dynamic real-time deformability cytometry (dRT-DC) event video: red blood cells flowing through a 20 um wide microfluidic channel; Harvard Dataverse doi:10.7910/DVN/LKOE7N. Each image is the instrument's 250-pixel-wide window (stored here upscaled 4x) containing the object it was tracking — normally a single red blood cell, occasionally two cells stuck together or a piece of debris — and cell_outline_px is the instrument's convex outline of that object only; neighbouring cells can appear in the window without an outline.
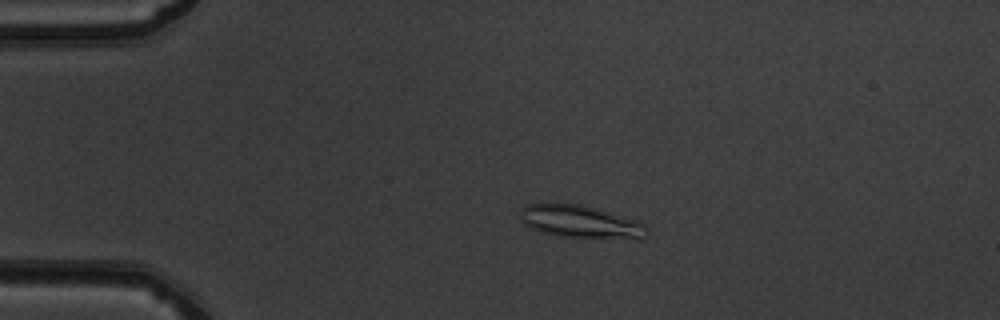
{"species": "common noctule bat (a hibernating species)", "species_latin": "Nyctalus noctula", "temperature_condition": "warm", "stored_images_in_passage": 51, "camera_frame_rate_fps": 3000, "um_per_image_px": 0.085, "animal": {"sex": "male", "body_mass_g": 19.5, "forearm_length_mm": 54.6}, "frame": {"image": 1, "passage_image": 11, "time_ms": 3.333, "image_size_px": [1000, 320], "cell_outline_px": [[648, 236], [640, 240], [636, 240], [556, 236], [540, 232], [524, 224], [520, 220], [524, 208], [528, 204], [580, 204], [596, 208], [644, 224], [648, 228]], "centroid_in_image_um": [49.41, 18.89], "position_along_channel_um": 35.6, "area_um2": 24.04}}
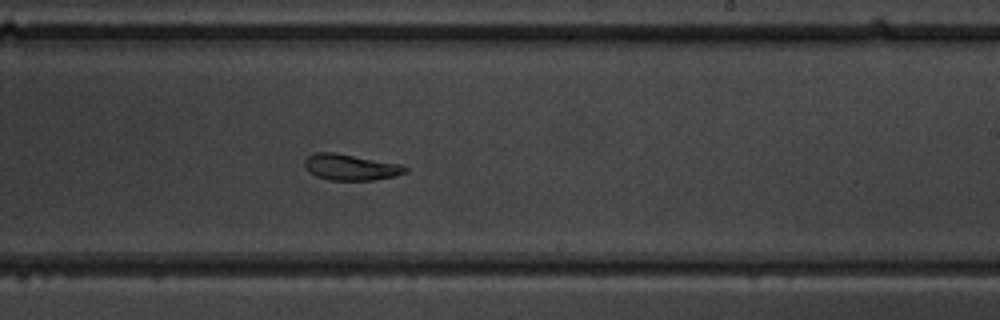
{"frame": {"image": 2, "passage_image": 31, "time_ms": 10.0, "image_size_px": [1000, 320], "cell_outline_px": [[408, 172], [396, 176], [372, 180], [328, 180], [316, 176], [308, 172], [304, 168], [304, 160], [308, 156], [316, 152], [336, 152], [400, 164], [408, 168]], "centroid_in_image_um": [29.78, 14.21], "position_along_channel_um": 259.2, "area_um2": 15.49}}
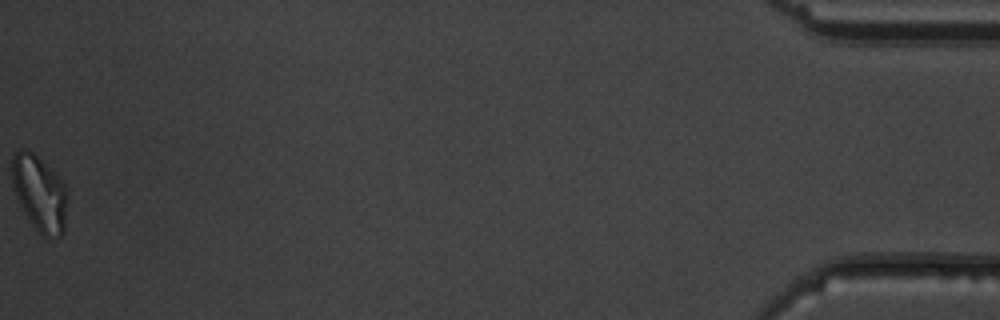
{"frame": {"image": 3, "passage_image": 51, "time_ms": 16.667, "image_size_px": [1000, 320], "cell_outline_px": [[68, 200], [64, 232], [60, 236], [44, 236], [32, 224], [24, 212], [20, 204], [12, 184], [12, 156], [20, 148], [24, 148], [32, 152], [60, 176], [68, 192]], "centroid_in_image_um": [3.39, 16.4], "position_along_channel_um": 431.8, "area_um2": 24.51}, "authors_computed_cell_mechanics": {"area_um2": 17.7446, "velocity_mm_per_s": 4.0177, "shape_relaxation_time_tau1_ms": null, "shape_relaxation_time_tau2_ms": 2.2536, "deformation_change_tau1": null, "deformation_change_tau2": 0.0722}}